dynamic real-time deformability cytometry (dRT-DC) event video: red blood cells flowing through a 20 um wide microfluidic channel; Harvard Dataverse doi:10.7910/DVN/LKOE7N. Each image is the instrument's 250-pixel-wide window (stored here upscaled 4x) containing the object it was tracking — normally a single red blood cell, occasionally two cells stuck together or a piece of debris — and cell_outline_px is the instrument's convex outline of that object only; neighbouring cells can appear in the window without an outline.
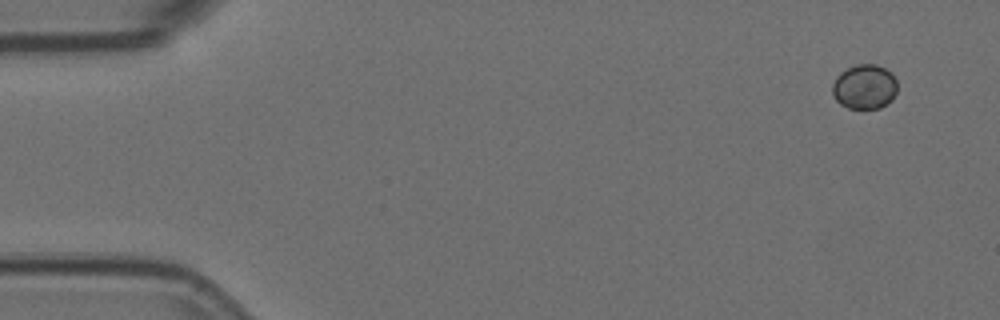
{"species": "Egyptian fruit bat (a non-hibernating species)", "species_latin": "Rousettus aegyptiacus", "temperature_condition": "room temperature", "stored_images_in_passage": 6, "camera_frame_rate_fps": 3000, "um_per_image_px": 0.085, "animal": {"sex": "female"}, "frame": {"image": 1, "passage_image": 1, "time_ms": 0.0, "image_size_px": [1000, 320], "cell_outline_px": [[896, 92], [892, 100], [880, 108], [848, 108], [840, 104], [832, 96], [832, 84], [836, 76], [840, 72], [856, 64], [876, 64], [892, 72], [896, 80]], "centroid_in_image_um": [73.47, 7.37], "position_along_channel_um": 11.5, "area_um2": 17.05}}
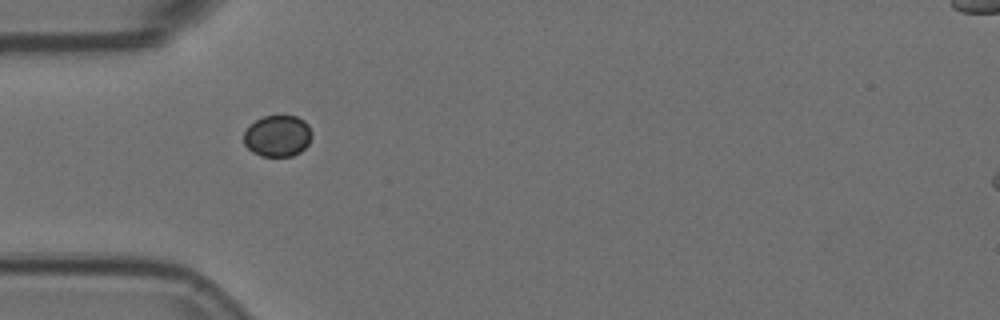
{"frame": {"image": 2, "passage_image": 5, "time_ms": 1.333, "image_size_px": [1000, 320], "cell_outline_px": [[312, 136], [308, 144], [300, 152], [292, 156], [260, 156], [252, 152], [244, 144], [244, 132], [256, 120], [264, 116], [296, 116], [304, 120], [308, 124], [312, 132]], "centroid_in_image_um": [23.61, 11.56], "position_along_channel_um": 61.4, "area_um2": 16.42}}
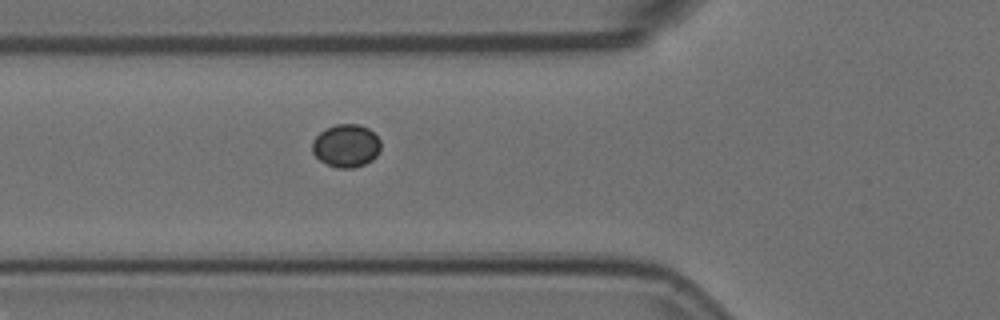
{"frame": {"image": 3, "passage_image": 6, "time_ms": 1.667, "image_size_px": [1000, 320], "cell_outline_px": [[380, 152], [372, 160], [364, 164], [352, 168], [336, 168], [320, 160], [312, 152], [312, 140], [320, 132], [336, 124], [360, 124], [368, 128], [380, 140]], "centroid_in_image_um": [29.42, 12.39], "position_along_channel_um": 96.4, "area_um2": 17.11}}